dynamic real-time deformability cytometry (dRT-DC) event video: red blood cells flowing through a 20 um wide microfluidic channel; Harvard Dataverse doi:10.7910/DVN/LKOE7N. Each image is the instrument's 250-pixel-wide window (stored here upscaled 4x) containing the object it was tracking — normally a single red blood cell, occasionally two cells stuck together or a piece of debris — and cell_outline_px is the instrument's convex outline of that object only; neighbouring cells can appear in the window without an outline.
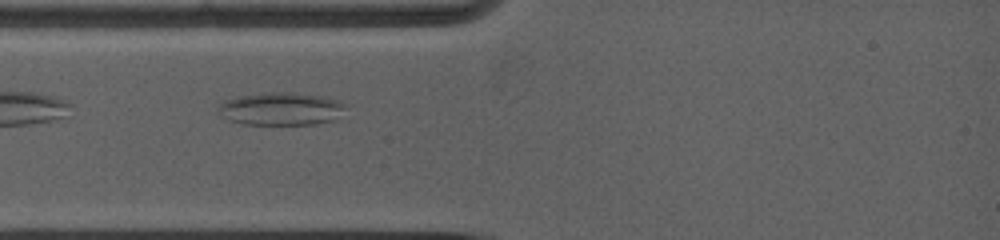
{"species": "common noctule bat (a hibernating species)", "species_latin": "Nyctalus noctula", "temperature_condition": "warm", "stored_images_in_passage": 36, "camera_frame_rate_fps": 5000, "um_per_image_px": 0.085, "animal": {"sex": "female", "body_mass_g": 19.0, "forearm_length_mm": 53.3}, "frame": {"image": 1, "passage_image": 1, "time_ms": 0.0, "image_size_px": [1000, 240], "cell_outline_px": [[344, 104], [332, 120], [312, 124], [244, 124], [232, 120], [220, 108], [220, 104], [224, 100], [236, 96], [268, 92], [296, 92], [328, 96], [340, 100]], "centroid_in_image_um": [23.92, 9.21], "position_along_channel_um": 61.1, "area_um2": 23.76}}
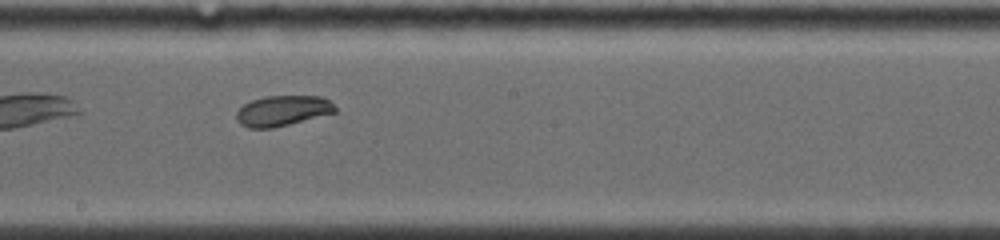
{"frame": {"image": 2, "passage_image": 18, "time_ms": 4.2, "image_size_px": [1000, 240], "cell_outline_px": [[336, 112], [288, 124], [268, 128], [252, 128], [244, 124], [236, 116], [236, 112], [244, 104], [252, 100], [264, 96], [320, 96], [328, 100], [336, 108]], "centroid_in_image_um": [24.04, 9.39], "position_along_channel_um": 224.2, "area_um2": 16.99}}
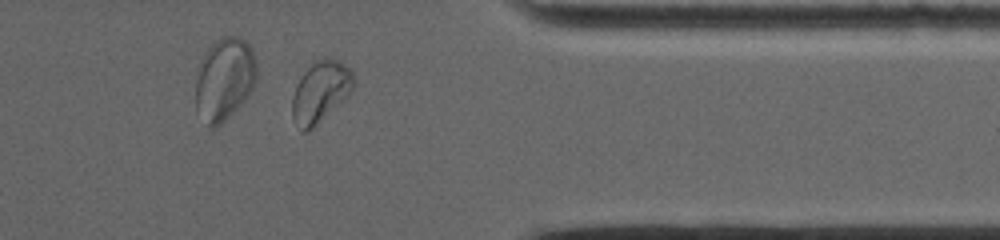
{"frame": {"image": 3, "passage_image": 34, "time_ms": 8.6, "image_size_px": [1000, 240], "cell_outline_px": [[356, 80], [352, 88], [312, 128], [304, 132], [292, 116], [292, 96], [296, 84], [300, 76], [316, 60], [324, 56], [336, 60], [344, 64], [356, 76]], "centroid_in_image_um": [27.21, 7.72], "position_along_channel_um": 384.2, "area_um2": 21.1}}